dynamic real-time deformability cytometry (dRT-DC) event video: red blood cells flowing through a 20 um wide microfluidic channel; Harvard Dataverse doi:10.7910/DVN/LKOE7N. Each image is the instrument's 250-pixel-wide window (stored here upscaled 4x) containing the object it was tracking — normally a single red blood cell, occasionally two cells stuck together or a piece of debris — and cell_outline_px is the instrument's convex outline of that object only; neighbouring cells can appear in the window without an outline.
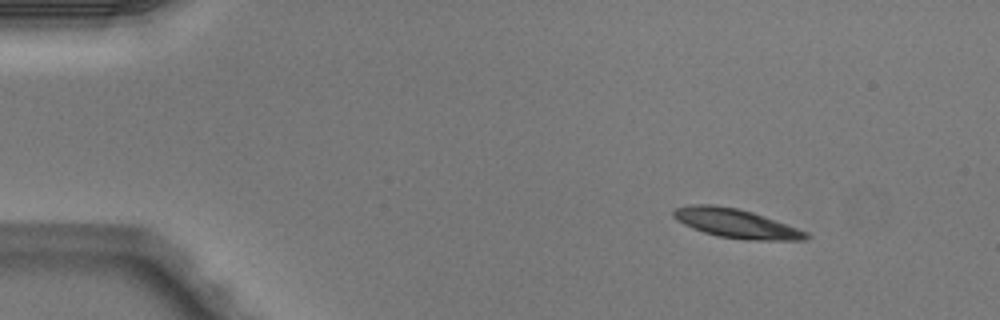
{"species": "Egyptian fruit bat (a non-hibernating species)", "species_latin": "Rousettus aegyptiacus", "temperature_condition": "warm", "stored_images_in_passage": 3, "camera_frame_rate_fps": 3000, "um_per_image_px": 0.085, "animal": {"sex": "male"}, "frame": {"image": 1, "passage_image": 1, "time_ms": 0.0, "image_size_px": [1000, 320], "cell_outline_px": [[812, 236], [808, 240], [748, 240], [716, 236], [692, 228], [676, 220], [672, 216], [672, 212], [676, 208], [692, 204], [712, 204], [736, 208], [752, 212], [808, 232]], "centroid_in_image_um": [62.56, 19.0], "position_along_channel_um": 22.4, "area_um2": 22.43}}